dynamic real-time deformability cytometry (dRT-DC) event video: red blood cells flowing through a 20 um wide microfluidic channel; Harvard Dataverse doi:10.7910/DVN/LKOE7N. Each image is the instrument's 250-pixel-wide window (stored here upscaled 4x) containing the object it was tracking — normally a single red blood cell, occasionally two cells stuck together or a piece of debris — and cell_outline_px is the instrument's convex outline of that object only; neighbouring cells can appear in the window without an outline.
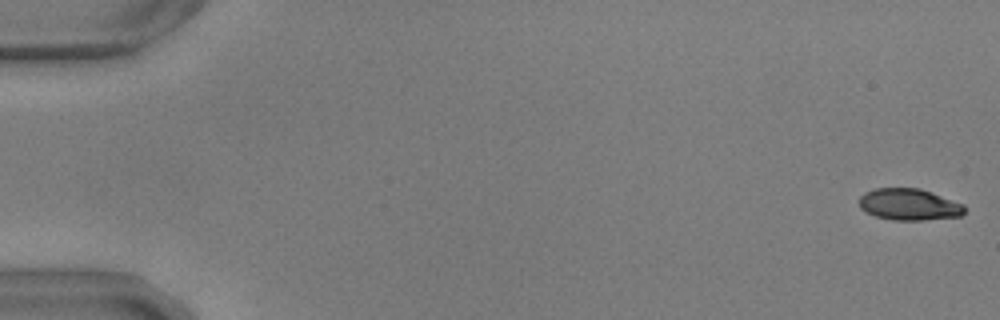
{"species": "common noctule bat (a hibernating species)", "species_latin": "Nyctalus noctula", "temperature_condition": "warm", "stored_images_in_passage": 56, "camera_frame_rate_fps": 3000, "um_per_image_px": 0.085, "animal": {"sex": "male", "body_mass_g": 17.9, "forearm_length_mm": 54.2}, "frame": {"image": 1, "passage_image": 1, "time_ms": 0.0, "image_size_px": [1000, 320], "cell_outline_px": [[964, 212], [960, 216], [924, 220], [892, 220], [876, 216], [864, 212], [860, 208], [860, 196], [864, 192], [876, 188], [920, 188], [964, 204]], "centroid_in_image_um": [77.25, 17.38], "position_along_channel_um": 7.8, "area_um2": 19.42}}
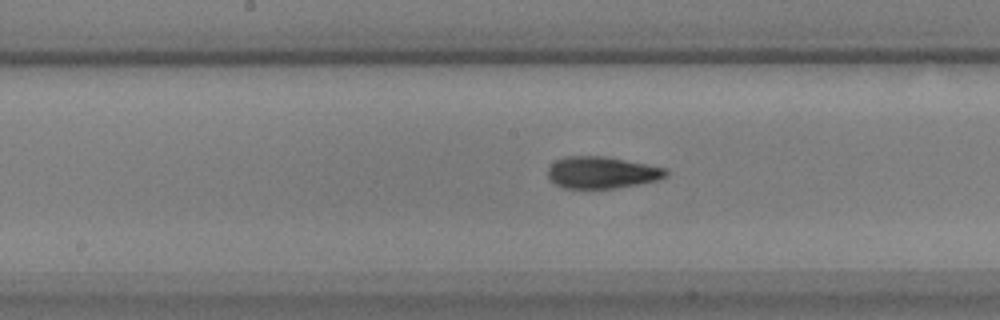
{"frame": {"image": 2, "passage_image": 29, "time_ms": 9.333, "image_size_px": [1000, 320], "cell_outline_px": [[668, 176], [656, 180], [616, 188], [564, 188], [548, 180], [548, 168], [556, 160], [568, 156], [604, 156], [668, 168]], "centroid_in_image_um": [51.16, 14.66], "position_along_channel_um": 197.0, "area_um2": 21.85}}
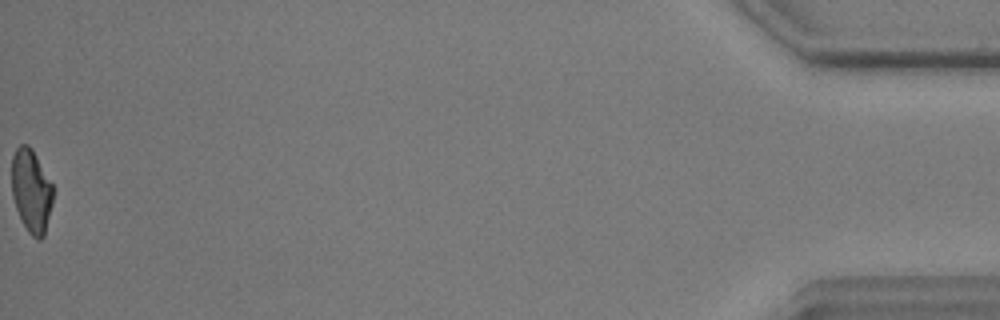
{"frame": {"image": 3, "passage_image": 56, "time_ms": 18.333, "image_size_px": [1000, 320], "cell_outline_px": [[56, 188], [44, 236], [40, 240], [36, 240], [28, 232], [16, 208], [12, 196], [12, 156], [16, 148], [20, 144], [28, 144], [32, 148]], "centroid_in_image_um": [2.69, 16.2], "position_along_channel_um": 432.5, "area_um2": 20.46}, "authors_computed_cell_mechanics": {"area_um2": 21.2704, "velocity_mm_per_s": 3.6579, "shape_relaxation_time_tau1_ms": 3.7268, "shape_relaxation_time_tau2_ms": 1.9748, "deformation_change_tau1": 0.1425, "deformation_change_tau2": 0.0697}}